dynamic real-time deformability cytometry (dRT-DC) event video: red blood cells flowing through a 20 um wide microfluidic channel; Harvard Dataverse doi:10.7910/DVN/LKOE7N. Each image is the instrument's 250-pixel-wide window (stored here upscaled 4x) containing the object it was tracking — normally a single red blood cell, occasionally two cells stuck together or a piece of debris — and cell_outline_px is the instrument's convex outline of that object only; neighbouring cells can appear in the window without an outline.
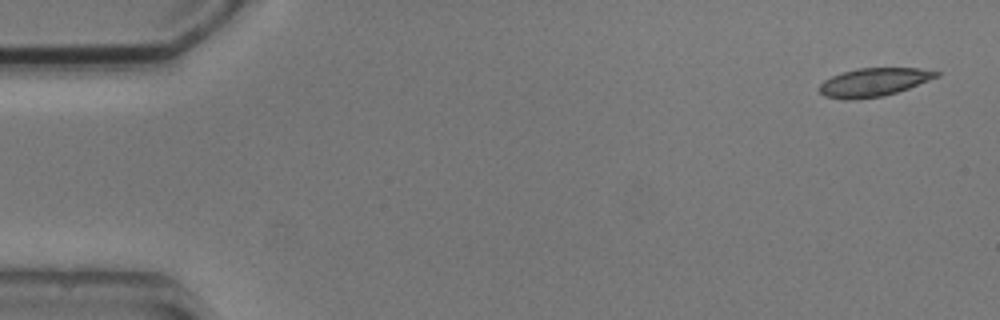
{"species": "common noctule bat (a hibernating species)", "species_latin": "Nyctalus noctula", "temperature_condition": "cold", "stored_images_in_passage": 5, "segment_of_instrument_passage": [1, 2], "camera_frame_rate_fps": 3000, "um_per_image_px": 0.085, "animal": {"sex": "male", "body_mass_g": 20.5, "forearm_length_mm": 52.5}, "frame": {"image": 1, "passage_image": 1, "time_ms": 0.0, "image_size_px": [1000, 320], "cell_outline_px": [[940, 76], [908, 88], [884, 96], [848, 100], [844, 100], [824, 96], [820, 92], [820, 84], [824, 80], [832, 76], [856, 68], [920, 68], [940, 72]], "centroid_in_image_um": [74.27, 6.99], "position_along_channel_um": 10.7, "area_um2": 19.25}}
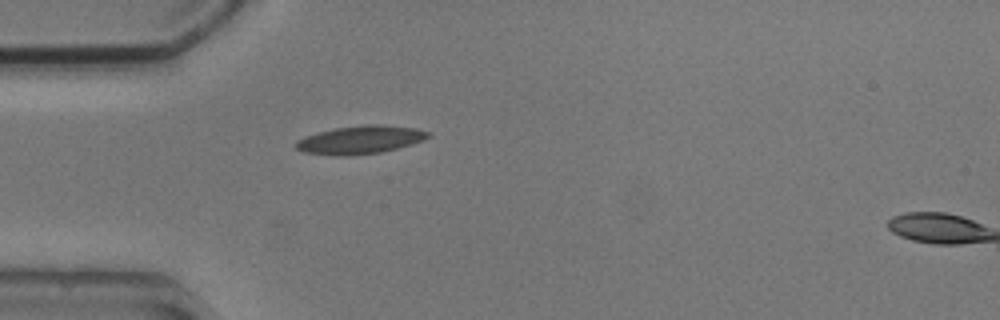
{"frame": {"image": 2, "passage_image": 4, "time_ms": 4.333, "image_size_px": [1000, 320], "cell_outline_px": [[432, 136], [424, 140], [412, 144], [380, 152], [348, 156], [340, 156], [304, 152], [296, 148], [296, 140], [304, 136], [336, 128], [364, 124], [380, 124], [416, 128], [432, 132]], "centroid_in_image_um": [30.67, 11.87], "position_along_channel_um": 54.3, "area_um2": 21.73}}